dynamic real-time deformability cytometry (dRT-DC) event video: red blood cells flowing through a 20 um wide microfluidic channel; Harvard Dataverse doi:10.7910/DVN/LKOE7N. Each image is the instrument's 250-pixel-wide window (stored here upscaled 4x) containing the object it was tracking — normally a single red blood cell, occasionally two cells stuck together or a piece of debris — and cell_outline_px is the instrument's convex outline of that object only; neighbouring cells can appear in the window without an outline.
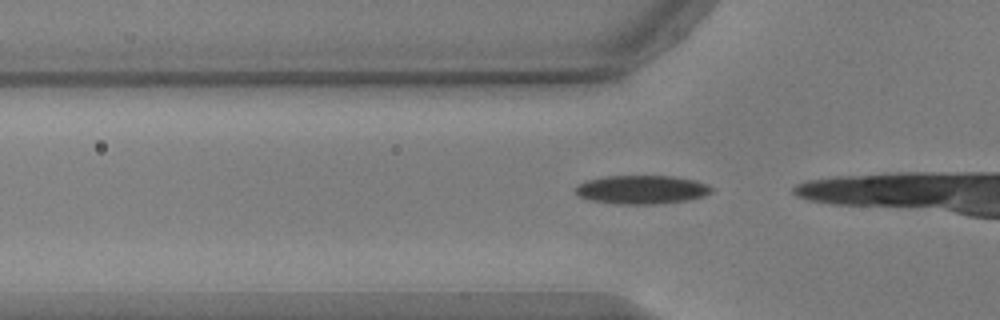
{"species": "common noctule bat (a hibernating species)", "species_latin": "Nyctalus noctula", "temperature_condition": "warm", "stored_images_in_passage": 18, "camera_frame_rate_fps": 3000, "um_per_image_px": 0.085, "animal": {"sex": "male", "body_mass_g": 17.9, "forearm_length_mm": 54.2}, "frame": {"image": 1, "passage_image": 13, "time_ms": 4.0, "image_size_px": [1000, 320], "cell_outline_px": [[716, 188], [712, 192], [704, 196], [688, 200], [652, 204], [616, 204], [592, 200], [580, 196], [576, 192], [576, 184], [584, 180], [604, 176], [672, 176], [696, 180], [708, 184]], "centroid_in_image_um": [54.57, 16.11], "position_along_channel_um": 71.2, "area_um2": 22.89}}
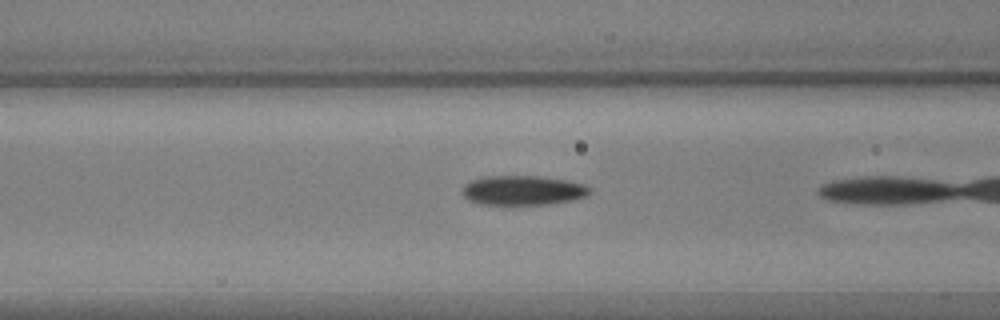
{"frame": {"image": 2, "passage_image": 17, "time_ms": 5.333, "image_size_px": [1000, 320], "cell_outline_px": [[592, 192], [588, 196], [572, 200], [548, 204], [480, 204], [468, 200], [460, 192], [460, 188], [464, 184], [472, 180], [488, 176], [536, 176], [568, 180], [584, 184], [592, 188]], "centroid_in_image_um": [44.45, 16.18], "position_along_channel_um": 122.1, "area_um2": 22.14}}